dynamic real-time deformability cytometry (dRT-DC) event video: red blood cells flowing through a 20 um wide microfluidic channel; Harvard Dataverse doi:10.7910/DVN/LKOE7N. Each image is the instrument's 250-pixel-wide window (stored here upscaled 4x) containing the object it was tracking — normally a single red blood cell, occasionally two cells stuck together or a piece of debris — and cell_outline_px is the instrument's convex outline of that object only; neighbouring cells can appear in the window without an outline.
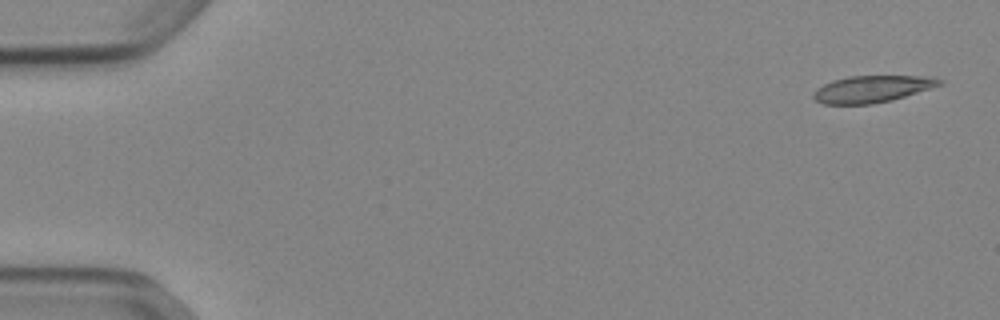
{"species": "Egyptian fruit bat (a non-hibernating species)", "species_latin": "Rousettus aegyptiacus", "temperature_condition": "cold", "stored_images_in_passage": 14, "camera_frame_rate_fps": 3000, "um_per_image_px": 0.085, "animal": {"sex": "female"}, "frame": {"image": 1, "passage_image": 1, "time_ms": 0.0, "image_size_px": [1000, 320], "cell_outline_px": [[944, 84], [932, 88], [892, 100], [872, 104], [824, 104], [816, 100], [812, 96], [812, 92], [816, 88], [832, 80], [848, 76], [932, 76], [944, 80]], "centroid_in_image_um": [74.15, 7.56], "position_along_channel_um": 10.8, "area_um2": 19.94}}